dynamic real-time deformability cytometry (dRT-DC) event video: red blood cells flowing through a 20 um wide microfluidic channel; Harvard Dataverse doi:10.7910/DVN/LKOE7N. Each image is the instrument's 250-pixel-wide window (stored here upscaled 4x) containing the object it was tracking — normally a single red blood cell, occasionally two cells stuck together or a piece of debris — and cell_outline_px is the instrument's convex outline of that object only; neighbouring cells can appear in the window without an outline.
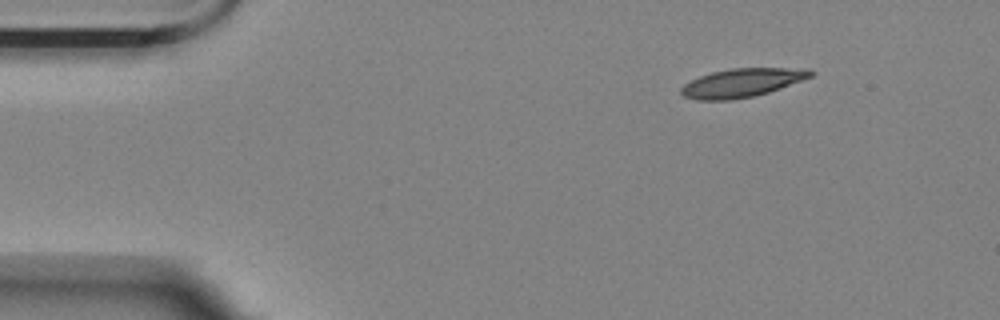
{"species": "Egyptian fruit bat (a non-hibernating species)", "species_latin": "Rousettus aegyptiacus", "temperature_condition": "room temperature", "stored_images_in_passage": 38, "camera_frame_rate_fps": 3000, "um_per_image_px": 0.085, "animal": {"sex": "female"}, "frame": {"image": 1, "passage_image": 1, "time_ms": 0.0, "image_size_px": [1000, 320], "cell_outline_px": [[816, 72], [812, 76], [768, 92], [752, 96], [728, 100], [696, 100], [684, 96], [680, 92], [680, 88], [684, 84], [700, 76], [712, 72], [732, 68], [812, 68]], "centroid_in_image_um": [63.07, 7.02], "position_along_channel_um": 21.9, "area_um2": 21.44}}
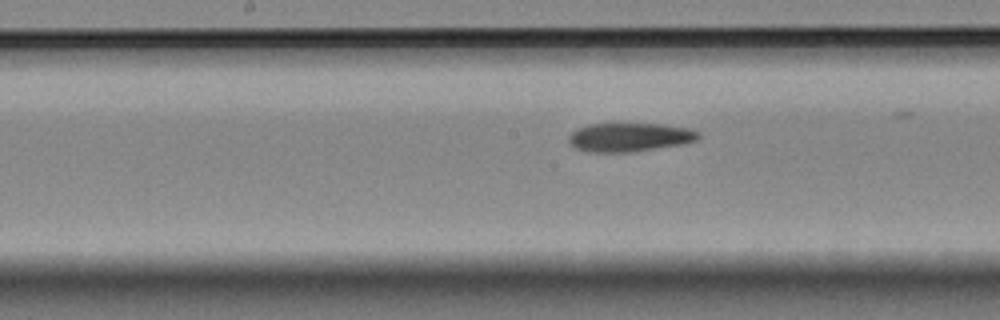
{"frame": {"image": 2, "passage_image": 22, "time_ms": 7.0, "image_size_px": [1000, 320], "cell_outline_px": [[700, 136], [696, 140], [684, 144], [632, 152], [588, 152], [576, 148], [568, 144], [568, 136], [576, 128], [588, 124], [660, 124], [692, 128], [700, 132]], "centroid_in_image_um": [53.51, 11.66], "position_along_channel_um": 194.7, "area_um2": 21.96}}
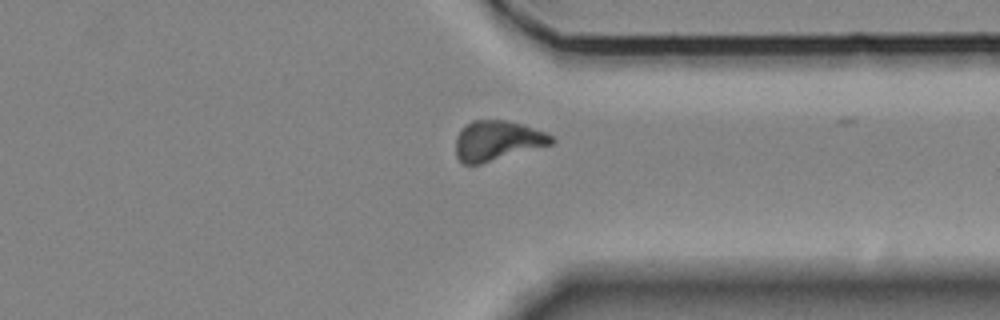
{"frame": {"image": 3, "passage_image": 37, "time_ms": 12.0, "image_size_px": [1000, 320], "cell_outline_px": [[556, 140], [552, 144], [480, 164], [464, 164], [456, 156], [456, 136], [464, 124], [472, 120], [504, 120], [524, 124], [544, 132], [552, 136]], "centroid_in_image_um": [42.25, 11.94], "position_along_channel_um": 369.2, "area_um2": 22.25}}